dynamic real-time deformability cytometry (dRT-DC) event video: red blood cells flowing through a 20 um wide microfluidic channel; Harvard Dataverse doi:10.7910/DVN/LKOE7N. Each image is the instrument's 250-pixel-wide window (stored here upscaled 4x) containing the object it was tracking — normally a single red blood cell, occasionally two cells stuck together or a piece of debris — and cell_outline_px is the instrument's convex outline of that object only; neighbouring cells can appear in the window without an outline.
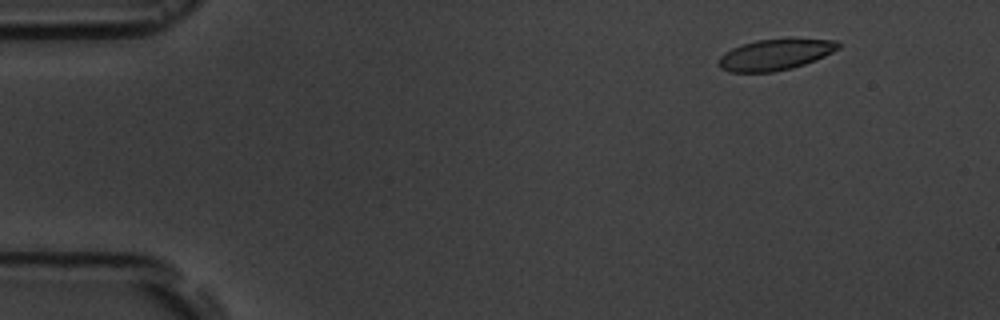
{"species": "common noctule bat (a hibernating species)", "species_latin": "Nyctalus noctula", "temperature_condition": "room temperature", "stored_images_in_passage": 5, "camera_frame_rate_fps": 3000, "um_per_image_px": 0.085, "animal": {"sex": "male", "body_mass_g": 19.5, "forearm_length_mm": 54.6}, "frame": {"image": 1, "passage_image": 2, "time_ms": 2.0, "image_size_px": [1000, 320], "cell_outline_px": [[840, 48], [816, 60], [792, 68], [772, 72], [728, 72], [720, 68], [716, 64], [716, 60], [724, 52], [732, 48], [756, 40], [836, 40], [840, 44]], "centroid_in_image_um": [65.82, 4.67], "position_along_channel_um": 19.2, "area_um2": 21.33}}